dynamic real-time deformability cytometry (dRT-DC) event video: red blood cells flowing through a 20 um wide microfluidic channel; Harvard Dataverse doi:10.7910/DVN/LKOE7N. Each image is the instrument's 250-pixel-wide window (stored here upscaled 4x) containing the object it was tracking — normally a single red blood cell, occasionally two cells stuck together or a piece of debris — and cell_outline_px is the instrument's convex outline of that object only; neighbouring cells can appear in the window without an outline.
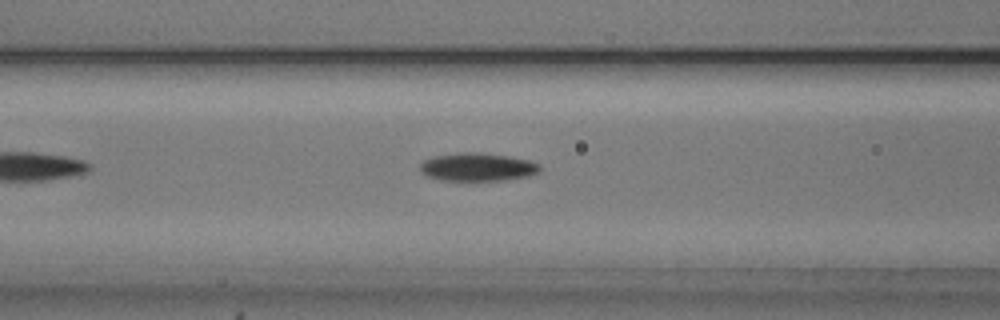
{"species": "common noctule bat (a hibernating species)", "species_latin": "Nyctalus noctula", "temperature_condition": "cold", "stored_images_in_passage": 34, "camera_frame_rate_fps": 3000, "um_per_image_px": 0.085, "animal": {"sex": "male", "body_mass_g": 20.5, "forearm_length_mm": 52.5}, "frame": {"image": 1, "passage_image": 10, "time_ms": 3.0, "image_size_px": [1000, 320], "cell_outline_px": [[540, 172], [528, 176], [504, 180], [444, 180], [428, 176], [420, 172], [420, 164], [424, 160], [432, 156], [464, 152], [476, 152], [508, 156], [528, 160], [540, 164]], "centroid_in_image_um": [40.59, 14.19], "position_along_channel_um": 126.0, "area_um2": 19.54}}
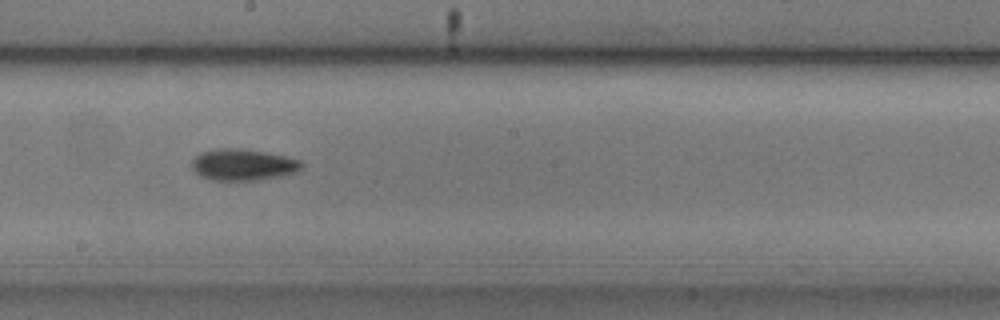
{"frame": {"image": 2, "passage_image": 18, "time_ms": 5.667, "image_size_px": [1000, 320], "cell_outline_px": [[304, 164], [296, 172], [280, 176], [256, 180], [212, 180], [200, 176], [192, 168], [192, 160], [200, 152], [216, 148], [240, 148], [264, 152], [284, 156], [300, 160]], "centroid_in_image_um": [20.63, 13.99], "position_along_channel_um": 227.6, "area_um2": 20.06}}
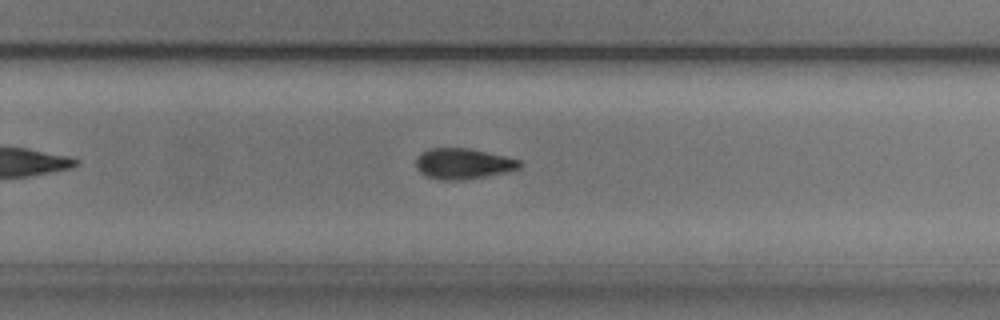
{"frame": {"image": 3, "passage_image": 23, "time_ms": 7.333, "image_size_px": [1000, 320], "cell_outline_px": [[524, 164], [520, 168], [512, 172], [456, 180], [440, 180], [428, 176], [420, 172], [416, 168], [416, 160], [420, 152], [428, 148], [468, 148], [504, 156], [520, 160]], "centroid_in_image_um": [39.39, 13.91], "position_along_channel_um": 290.4, "area_um2": 18.61}, "authors_computed_cell_mechanics": {"area_um2": 19.0451, "velocity_mm_per_s": 3.7962, "shape_relaxation_time_tau1_ms": 2.9046, "shape_relaxation_time_tau2_ms": 4.8461, "deformation_change_tau1": 0.1408, "deformation_change_tau2": 0.1099}}